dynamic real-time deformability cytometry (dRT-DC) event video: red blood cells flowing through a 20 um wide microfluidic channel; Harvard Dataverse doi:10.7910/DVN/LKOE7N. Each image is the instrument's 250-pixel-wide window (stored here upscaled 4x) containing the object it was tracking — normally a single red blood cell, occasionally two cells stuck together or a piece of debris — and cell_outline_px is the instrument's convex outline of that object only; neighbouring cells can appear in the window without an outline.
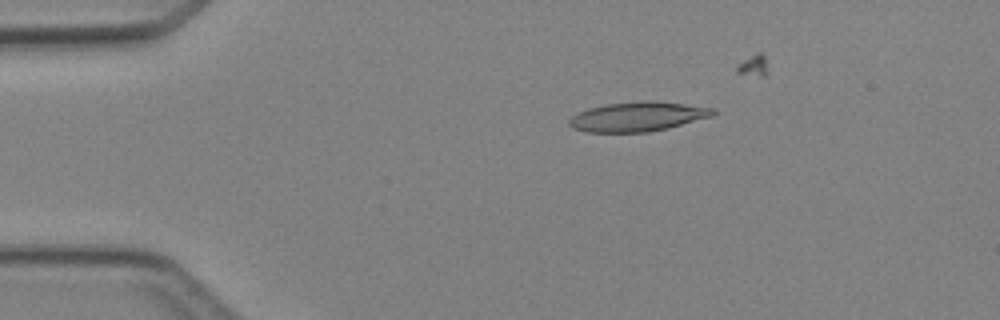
{"species": "Egyptian fruit bat (a non-hibernating species)", "species_latin": "Rousettus aegyptiacus", "temperature_condition": "cold", "stored_images_in_passage": 5, "camera_frame_rate_fps": 3000, "um_per_image_px": 0.085, "animal": {"sex": "female"}, "frame": {"image": 1, "passage_image": 3, "time_ms": 2.333, "image_size_px": [1000, 320], "cell_outline_px": [[716, 112], [712, 116], [668, 128], [648, 132], [588, 132], [572, 128], [568, 124], [568, 120], [572, 116], [588, 108], [604, 104], [644, 100], [656, 100], [716, 108]], "centroid_in_image_um": [54.21, 9.9], "position_along_channel_um": 30.8, "area_um2": 24.91}}
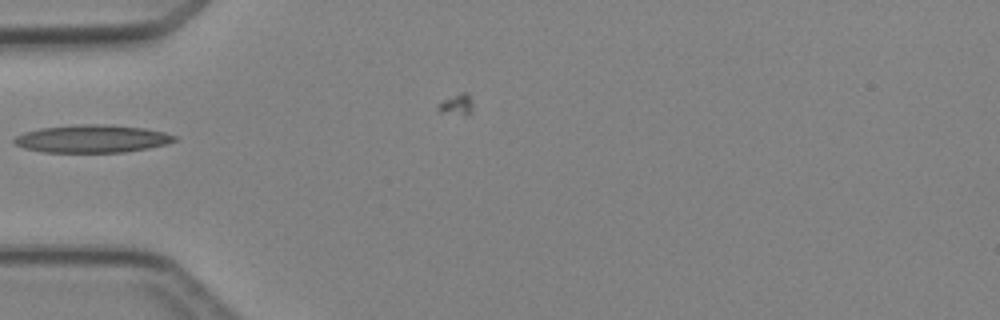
{"frame": {"image": 2, "passage_image": 5, "time_ms": 4.667, "image_size_px": [1000, 320], "cell_outline_px": [[176, 140], [168, 144], [148, 148], [124, 152], [40, 152], [24, 148], [16, 144], [12, 140], [16, 136], [24, 132], [40, 128], [84, 124], [100, 124], [144, 128], [164, 132], [176, 136]], "centroid_in_image_um": [7.82, 11.8], "position_along_channel_um": 77.2, "area_um2": 25.84}}